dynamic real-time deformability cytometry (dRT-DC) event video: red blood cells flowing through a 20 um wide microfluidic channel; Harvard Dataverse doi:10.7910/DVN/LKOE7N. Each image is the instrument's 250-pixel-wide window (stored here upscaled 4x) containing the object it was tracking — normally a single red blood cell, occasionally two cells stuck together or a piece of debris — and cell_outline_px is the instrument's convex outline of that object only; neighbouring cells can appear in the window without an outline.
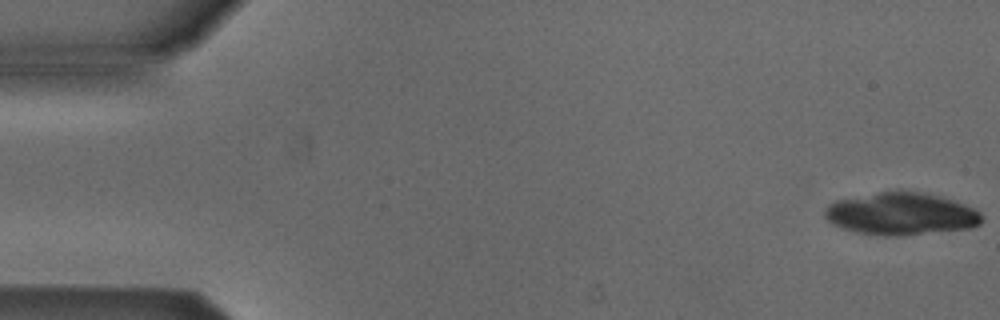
{"species": "Egyptian fruit bat (a non-hibernating species)", "species_latin": "Rousettus aegyptiacus", "temperature_condition": "cold", "stored_images_in_passage": 18, "camera_frame_rate_fps": 3000, "um_per_image_px": 0.085, "animal": {"sex": "male"}, "frame": {"image": 1, "passage_image": 1, "time_ms": 0.0, "image_size_px": [1000, 320], "cell_outline_px": [[984, 220], [980, 224], [972, 228], [896, 236], [884, 236], [856, 232], [832, 224], [824, 216], [824, 208], [828, 204], [836, 200], [900, 188], [920, 192], [952, 200], [976, 208], [984, 216]], "centroid_in_image_um": [76.61, 18.16], "position_along_channel_um": 8.4, "area_um2": 39.19}}